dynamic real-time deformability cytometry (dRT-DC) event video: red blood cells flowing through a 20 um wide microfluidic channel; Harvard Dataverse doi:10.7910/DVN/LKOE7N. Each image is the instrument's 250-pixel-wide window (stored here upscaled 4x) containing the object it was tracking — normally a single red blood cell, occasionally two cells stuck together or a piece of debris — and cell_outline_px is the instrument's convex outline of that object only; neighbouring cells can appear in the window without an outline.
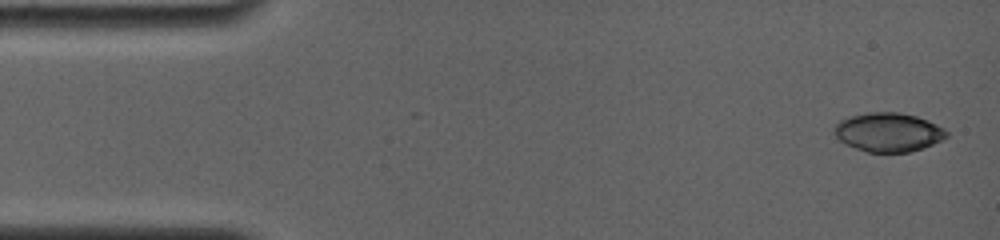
{"species": "common noctule bat (a hibernating species)", "species_latin": "Nyctalus noctula", "temperature_condition": "room temperature", "stored_images_in_passage": 12, "camera_frame_rate_fps": 4000, "um_per_image_px": 0.085, "animal": {"sex": "female", "body_mass_g": 19.0, "forearm_length_mm": 56.7}, "frame": {"image": 1, "passage_image": 1, "time_ms": 0.0, "image_size_px": [1000, 240], "cell_outline_px": [[948, 136], [932, 144], [908, 152], [868, 152], [844, 144], [836, 136], [832, 128], [840, 120], [852, 116], [868, 112], [896, 112], [916, 116], [928, 120], [944, 128], [948, 132]], "centroid_in_image_um": [75.49, 11.23], "position_along_channel_um": 9.5, "area_um2": 25.32}}
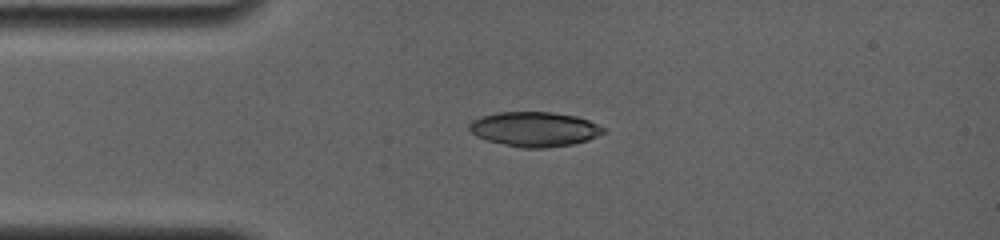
{"frame": {"image": 2, "passage_image": 10, "time_ms": 3.25, "image_size_px": [1000, 240], "cell_outline_px": [[604, 132], [588, 140], [572, 144], [548, 148], [520, 148], [488, 140], [476, 136], [468, 128], [468, 124], [472, 120], [496, 112], [552, 112], [576, 116], [588, 120], [604, 128]], "centroid_in_image_um": [45.42, 10.98], "position_along_channel_um": 39.6, "area_um2": 26.99}}